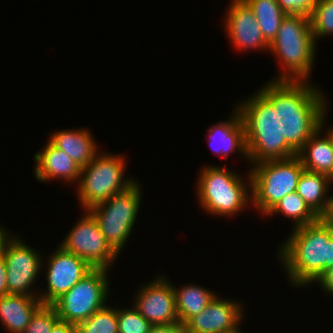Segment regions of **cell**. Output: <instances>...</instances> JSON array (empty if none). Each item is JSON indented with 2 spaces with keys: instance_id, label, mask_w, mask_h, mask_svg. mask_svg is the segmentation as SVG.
<instances>
[{
  "instance_id": "obj_4",
  "label": "cell",
  "mask_w": 333,
  "mask_h": 333,
  "mask_svg": "<svg viewBox=\"0 0 333 333\" xmlns=\"http://www.w3.org/2000/svg\"><path fill=\"white\" fill-rule=\"evenodd\" d=\"M310 19L300 15H286L270 51L282 62V71L273 81H307L312 70L316 48Z\"/></svg>"
},
{
  "instance_id": "obj_17",
  "label": "cell",
  "mask_w": 333,
  "mask_h": 333,
  "mask_svg": "<svg viewBox=\"0 0 333 333\" xmlns=\"http://www.w3.org/2000/svg\"><path fill=\"white\" fill-rule=\"evenodd\" d=\"M232 116L230 120L220 122L210 128L208 134L210 148L216 154H223L222 157L226 159L227 155L239 150L248 160L244 124L237 108Z\"/></svg>"
},
{
  "instance_id": "obj_15",
  "label": "cell",
  "mask_w": 333,
  "mask_h": 333,
  "mask_svg": "<svg viewBox=\"0 0 333 333\" xmlns=\"http://www.w3.org/2000/svg\"><path fill=\"white\" fill-rule=\"evenodd\" d=\"M225 22L227 34L238 49H269L252 9L244 0H232Z\"/></svg>"
},
{
  "instance_id": "obj_27",
  "label": "cell",
  "mask_w": 333,
  "mask_h": 333,
  "mask_svg": "<svg viewBox=\"0 0 333 333\" xmlns=\"http://www.w3.org/2000/svg\"><path fill=\"white\" fill-rule=\"evenodd\" d=\"M117 320L118 333H149L153 326L135 307L123 310L117 308Z\"/></svg>"
},
{
  "instance_id": "obj_12",
  "label": "cell",
  "mask_w": 333,
  "mask_h": 333,
  "mask_svg": "<svg viewBox=\"0 0 333 333\" xmlns=\"http://www.w3.org/2000/svg\"><path fill=\"white\" fill-rule=\"evenodd\" d=\"M46 275L47 290L39 295L42 304H53L63 294L72 289L93 268L79 256L58 249L48 259Z\"/></svg>"
},
{
  "instance_id": "obj_38",
  "label": "cell",
  "mask_w": 333,
  "mask_h": 333,
  "mask_svg": "<svg viewBox=\"0 0 333 333\" xmlns=\"http://www.w3.org/2000/svg\"><path fill=\"white\" fill-rule=\"evenodd\" d=\"M239 330H240V329H239V327H238V328L235 329V330L228 331V332H223V333H242V332H240Z\"/></svg>"
},
{
  "instance_id": "obj_28",
  "label": "cell",
  "mask_w": 333,
  "mask_h": 333,
  "mask_svg": "<svg viewBox=\"0 0 333 333\" xmlns=\"http://www.w3.org/2000/svg\"><path fill=\"white\" fill-rule=\"evenodd\" d=\"M59 320L53 305L41 304L33 313L23 333H50Z\"/></svg>"
},
{
  "instance_id": "obj_34",
  "label": "cell",
  "mask_w": 333,
  "mask_h": 333,
  "mask_svg": "<svg viewBox=\"0 0 333 333\" xmlns=\"http://www.w3.org/2000/svg\"><path fill=\"white\" fill-rule=\"evenodd\" d=\"M73 324L59 320L52 328L50 333H70Z\"/></svg>"
},
{
  "instance_id": "obj_18",
  "label": "cell",
  "mask_w": 333,
  "mask_h": 333,
  "mask_svg": "<svg viewBox=\"0 0 333 333\" xmlns=\"http://www.w3.org/2000/svg\"><path fill=\"white\" fill-rule=\"evenodd\" d=\"M42 304L39 297L8 294L0 296V320L9 333H23L33 313Z\"/></svg>"
},
{
  "instance_id": "obj_10",
  "label": "cell",
  "mask_w": 333,
  "mask_h": 333,
  "mask_svg": "<svg viewBox=\"0 0 333 333\" xmlns=\"http://www.w3.org/2000/svg\"><path fill=\"white\" fill-rule=\"evenodd\" d=\"M85 212L59 246L82 258L92 268L109 269L119 254L106 241L93 214L89 210Z\"/></svg>"
},
{
  "instance_id": "obj_14",
  "label": "cell",
  "mask_w": 333,
  "mask_h": 333,
  "mask_svg": "<svg viewBox=\"0 0 333 333\" xmlns=\"http://www.w3.org/2000/svg\"><path fill=\"white\" fill-rule=\"evenodd\" d=\"M241 303L216 296L186 324V333H223L235 330L242 322Z\"/></svg>"
},
{
  "instance_id": "obj_26",
  "label": "cell",
  "mask_w": 333,
  "mask_h": 333,
  "mask_svg": "<svg viewBox=\"0 0 333 333\" xmlns=\"http://www.w3.org/2000/svg\"><path fill=\"white\" fill-rule=\"evenodd\" d=\"M310 22L316 42L319 37L333 34V0H319L311 14Z\"/></svg>"
},
{
  "instance_id": "obj_22",
  "label": "cell",
  "mask_w": 333,
  "mask_h": 333,
  "mask_svg": "<svg viewBox=\"0 0 333 333\" xmlns=\"http://www.w3.org/2000/svg\"><path fill=\"white\" fill-rule=\"evenodd\" d=\"M178 319L184 325L198 315L216 297L210 290L198 285H185L180 289L174 287Z\"/></svg>"
},
{
  "instance_id": "obj_19",
  "label": "cell",
  "mask_w": 333,
  "mask_h": 333,
  "mask_svg": "<svg viewBox=\"0 0 333 333\" xmlns=\"http://www.w3.org/2000/svg\"><path fill=\"white\" fill-rule=\"evenodd\" d=\"M88 129L61 130L50 136L49 141L65 152L80 167L88 165L98 153V149Z\"/></svg>"
},
{
  "instance_id": "obj_5",
  "label": "cell",
  "mask_w": 333,
  "mask_h": 333,
  "mask_svg": "<svg viewBox=\"0 0 333 333\" xmlns=\"http://www.w3.org/2000/svg\"><path fill=\"white\" fill-rule=\"evenodd\" d=\"M255 165L249 173L250 200L256 210L267 215L284 196L295 192L305 170L297 156Z\"/></svg>"
},
{
  "instance_id": "obj_11",
  "label": "cell",
  "mask_w": 333,
  "mask_h": 333,
  "mask_svg": "<svg viewBox=\"0 0 333 333\" xmlns=\"http://www.w3.org/2000/svg\"><path fill=\"white\" fill-rule=\"evenodd\" d=\"M14 237L7 243L4 259L7 269L8 294L39 297L30 290L43 264L42 255ZM42 263V264H41ZM29 290V291H28Z\"/></svg>"
},
{
  "instance_id": "obj_2",
  "label": "cell",
  "mask_w": 333,
  "mask_h": 333,
  "mask_svg": "<svg viewBox=\"0 0 333 333\" xmlns=\"http://www.w3.org/2000/svg\"><path fill=\"white\" fill-rule=\"evenodd\" d=\"M293 229L287 241L280 246L278 258L283 261L292 284L302 287L315 282L333 266V240L319 220Z\"/></svg>"
},
{
  "instance_id": "obj_29",
  "label": "cell",
  "mask_w": 333,
  "mask_h": 333,
  "mask_svg": "<svg viewBox=\"0 0 333 333\" xmlns=\"http://www.w3.org/2000/svg\"><path fill=\"white\" fill-rule=\"evenodd\" d=\"M286 15H300L310 19L319 0H276Z\"/></svg>"
},
{
  "instance_id": "obj_31",
  "label": "cell",
  "mask_w": 333,
  "mask_h": 333,
  "mask_svg": "<svg viewBox=\"0 0 333 333\" xmlns=\"http://www.w3.org/2000/svg\"><path fill=\"white\" fill-rule=\"evenodd\" d=\"M316 282H318L322 289L328 292V294H333V266L326 269L315 281V283Z\"/></svg>"
},
{
  "instance_id": "obj_33",
  "label": "cell",
  "mask_w": 333,
  "mask_h": 333,
  "mask_svg": "<svg viewBox=\"0 0 333 333\" xmlns=\"http://www.w3.org/2000/svg\"><path fill=\"white\" fill-rule=\"evenodd\" d=\"M3 227H0V257L4 255L7 243L12 239Z\"/></svg>"
},
{
  "instance_id": "obj_39",
  "label": "cell",
  "mask_w": 333,
  "mask_h": 333,
  "mask_svg": "<svg viewBox=\"0 0 333 333\" xmlns=\"http://www.w3.org/2000/svg\"><path fill=\"white\" fill-rule=\"evenodd\" d=\"M327 133L331 136L332 141H333V128H331Z\"/></svg>"
},
{
  "instance_id": "obj_25",
  "label": "cell",
  "mask_w": 333,
  "mask_h": 333,
  "mask_svg": "<svg viewBox=\"0 0 333 333\" xmlns=\"http://www.w3.org/2000/svg\"><path fill=\"white\" fill-rule=\"evenodd\" d=\"M79 325L85 333H118L117 309L105 305Z\"/></svg>"
},
{
  "instance_id": "obj_6",
  "label": "cell",
  "mask_w": 333,
  "mask_h": 333,
  "mask_svg": "<svg viewBox=\"0 0 333 333\" xmlns=\"http://www.w3.org/2000/svg\"><path fill=\"white\" fill-rule=\"evenodd\" d=\"M125 163V159L119 155L97 153L88 165L81 168L77 192L85 210L108 200L136 182L124 179Z\"/></svg>"
},
{
  "instance_id": "obj_24",
  "label": "cell",
  "mask_w": 333,
  "mask_h": 333,
  "mask_svg": "<svg viewBox=\"0 0 333 333\" xmlns=\"http://www.w3.org/2000/svg\"><path fill=\"white\" fill-rule=\"evenodd\" d=\"M276 212L285 215L286 218H291L292 221H296L294 228L309 225L319 220V217L309 208L296 191L284 196L267 215H272Z\"/></svg>"
},
{
  "instance_id": "obj_3",
  "label": "cell",
  "mask_w": 333,
  "mask_h": 333,
  "mask_svg": "<svg viewBox=\"0 0 333 333\" xmlns=\"http://www.w3.org/2000/svg\"><path fill=\"white\" fill-rule=\"evenodd\" d=\"M245 129L247 157L253 164L285 160L297 152L280 133L279 106L260 92L236 106Z\"/></svg>"
},
{
  "instance_id": "obj_35",
  "label": "cell",
  "mask_w": 333,
  "mask_h": 333,
  "mask_svg": "<svg viewBox=\"0 0 333 333\" xmlns=\"http://www.w3.org/2000/svg\"><path fill=\"white\" fill-rule=\"evenodd\" d=\"M319 221L328 229L331 240H333V223L330 222L325 216L319 217Z\"/></svg>"
},
{
  "instance_id": "obj_8",
  "label": "cell",
  "mask_w": 333,
  "mask_h": 333,
  "mask_svg": "<svg viewBox=\"0 0 333 333\" xmlns=\"http://www.w3.org/2000/svg\"><path fill=\"white\" fill-rule=\"evenodd\" d=\"M140 189L136 181L128 189L89 209L98 221L106 241L118 254L135 225L142 199Z\"/></svg>"
},
{
  "instance_id": "obj_9",
  "label": "cell",
  "mask_w": 333,
  "mask_h": 333,
  "mask_svg": "<svg viewBox=\"0 0 333 333\" xmlns=\"http://www.w3.org/2000/svg\"><path fill=\"white\" fill-rule=\"evenodd\" d=\"M107 271L104 268H93L52 304L61 321L79 325L105 306L109 294Z\"/></svg>"
},
{
  "instance_id": "obj_13",
  "label": "cell",
  "mask_w": 333,
  "mask_h": 333,
  "mask_svg": "<svg viewBox=\"0 0 333 333\" xmlns=\"http://www.w3.org/2000/svg\"><path fill=\"white\" fill-rule=\"evenodd\" d=\"M135 301L133 306L153 326L179 321L174 288L163 277L144 285Z\"/></svg>"
},
{
  "instance_id": "obj_37",
  "label": "cell",
  "mask_w": 333,
  "mask_h": 333,
  "mask_svg": "<svg viewBox=\"0 0 333 333\" xmlns=\"http://www.w3.org/2000/svg\"><path fill=\"white\" fill-rule=\"evenodd\" d=\"M70 333H85L80 325H72L70 327Z\"/></svg>"
},
{
  "instance_id": "obj_30",
  "label": "cell",
  "mask_w": 333,
  "mask_h": 333,
  "mask_svg": "<svg viewBox=\"0 0 333 333\" xmlns=\"http://www.w3.org/2000/svg\"><path fill=\"white\" fill-rule=\"evenodd\" d=\"M149 333H186V328L180 321L167 324L152 326Z\"/></svg>"
},
{
  "instance_id": "obj_16",
  "label": "cell",
  "mask_w": 333,
  "mask_h": 333,
  "mask_svg": "<svg viewBox=\"0 0 333 333\" xmlns=\"http://www.w3.org/2000/svg\"><path fill=\"white\" fill-rule=\"evenodd\" d=\"M36 166L35 177L41 182L54 178L65 179L70 183L80 178L81 168L65 152L54 146L50 141L42 151L34 155Z\"/></svg>"
},
{
  "instance_id": "obj_7",
  "label": "cell",
  "mask_w": 333,
  "mask_h": 333,
  "mask_svg": "<svg viewBox=\"0 0 333 333\" xmlns=\"http://www.w3.org/2000/svg\"><path fill=\"white\" fill-rule=\"evenodd\" d=\"M244 183L242 177L226 167L206 166L201 170L197 186L201 207L212 215H235L252 198Z\"/></svg>"
},
{
  "instance_id": "obj_23",
  "label": "cell",
  "mask_w": 333,
  "mask_h": 333,
  "mask_svg": "<svg viewBox=\"0 0 333 333\" xmlns=\"http://www.w3.org/2000/svg\"><path fill=\"white\" fill-rule=\"evenodd\" d=\"M252 9L264 39L270 44L286 14L276 0H244Z\"/></svg>"
},
{
  "instance_id": "obj_1",
  "label": "cell",
  "mask_w": 333,
  "mask_h": 333,
  "mask_svg": "<svg viewBox=\"0 0 333 333\" xmlns=\"http://www.w3.org/2000/svg\"><path fill=\"white\" fill-rule=\"evenodd\" d=\"M310 85L307 81L272 80L260 89L273 106H279L280 133L296 152L323 127L327 113L325 96Z\"/></svg>"
},
{
  "instance_id": "obj_36",
  "label": "cell",
  "mask_w": 333,
  "mask_h": 333,
  "mask_svg": "<svg viewBox=\"0 0 333 333\" xmlns=\"http://www.w3.org/2000/svg\"><path fill=\"white\" fill-rule=\"evenodd\" d=\"M324 216L333 223V196H330L329 206Z\"/></svg>"
},
{
  "instance_id": "obj_20",
  "label": "cell",
  "mask_w": 333,
  "mask_h": 333,
  "mask_svg": "<svg viewBox=\"0 0 333 333\" xmlns=\"http://www.w3.org/2000/svg\"><path fill=\"white\" fill-rule=\"evenodd\" d=\"M321 131L322 127L305 142L297 157L305 170L325 174L333 180V141L329 134L320 138Z\"/></svg>"
},
{
  "instance_id": "obj_32",
  "label": "cell",
  "mask_w": 333,
  "mask_h": 333,
  "mask_svg": "<svg viewBox=\"0 0 333 333\" xmlns=\"http://www.w3.org/2000/svg\"><path fill=\"white\" fill-rule=\"evenodd\" d=\"M8 295L7 269L4 255L0 257V296Z\"/></svg>"
},
{
  "instance_id": "obj_21",
  "label": "cell",
  "mask_w": 333,
  "mask_h": 333,
  "mask_svg": "<svg viewBox=\"0 0 333 333\" xmlns=\"http://www.w3.org/2000/svg\"><path fill=\"white\" fill-rule=\"evenodd\" d=\"M330 182L333 180L325 174L304 170L297 183L296 192L318 217L324 216L328 209L330 197L326 194Z\"/></svg>"
}]
</instances>
